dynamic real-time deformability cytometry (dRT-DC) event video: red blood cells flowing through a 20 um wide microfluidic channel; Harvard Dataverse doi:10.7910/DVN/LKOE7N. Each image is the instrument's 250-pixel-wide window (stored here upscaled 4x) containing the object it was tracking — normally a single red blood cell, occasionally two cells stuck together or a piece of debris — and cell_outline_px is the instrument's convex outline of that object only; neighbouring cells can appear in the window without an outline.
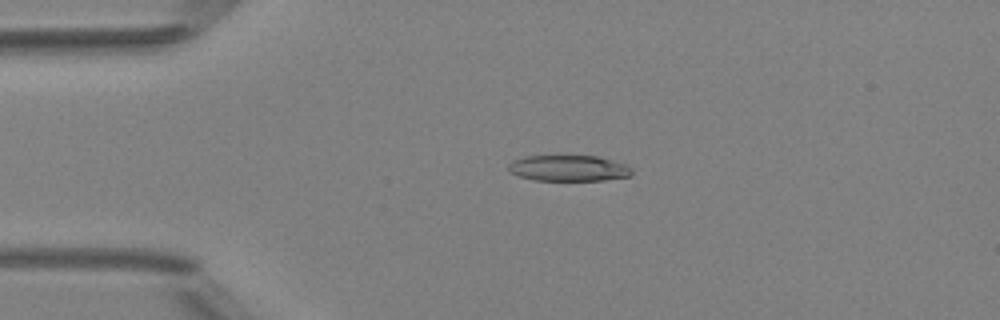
{"species": "Egyptian fruit bat (a non-hibernating species)", "species_latin": "Rousettus aegyptiacus", "temperature_condition": "room temperature", "stored_images_in_passage": 4, "camera_frame_rate_fps": 3000, "um_per_image_px": 0.085, "animal": {"sex": "female"}, "frame": {"image": 1, "passage_image": 3, "time_ms": 3.333, "image_size_px": [1000, 320], "cell_outline_px": [[632, 176], [604, 180], [532, 180], [508, 172], [508, 164], [512, 160], [524, 156], [596, 156], [628, 164], [632, 168]], "centroid_in_image_um": [48.34, 14.29], "position_along_channel_um": 36.7, "area_um2": 18.84}}